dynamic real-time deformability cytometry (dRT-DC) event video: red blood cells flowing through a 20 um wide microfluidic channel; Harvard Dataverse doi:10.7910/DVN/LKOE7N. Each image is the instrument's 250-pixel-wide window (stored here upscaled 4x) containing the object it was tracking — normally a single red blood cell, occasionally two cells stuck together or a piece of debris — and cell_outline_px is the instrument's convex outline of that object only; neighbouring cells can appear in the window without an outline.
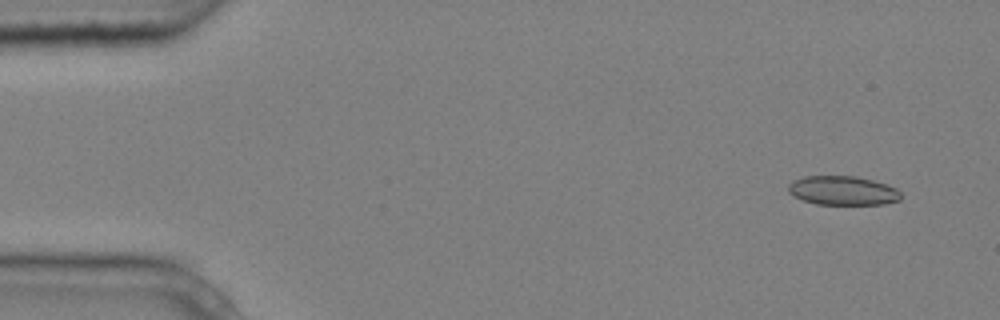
{"species": "common noctule bat (a hibernating species)", "species_latin": "Nyctalus noctula", "temperature_condition": "cold", "stored_images_in_passage": 4, "camera_frame_rate_fps": 3000, "um_per_image_px": 0.085, "animal": {"sex": "male", "body_mass_g": 20.4}, "frame": {"image": 1, "passage_image": 1, "time_ms": 0.0, "image_size_px": [1000, 320], "cell_outline_px": [[900, 200], [884, 204], [816, 204], [792, 196], [788, 192], [788, 184], [792, 180], [804, 176], [856, 176], [872, 180], [896, 188], [900, 192]], "centroid_in_image_um": [71.59, 16.19], "position_along_channel_um": 13.4, "area_um2": 19.07}}
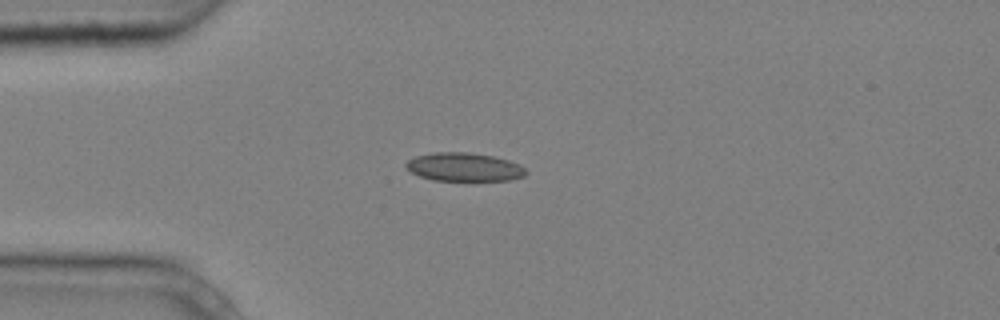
{"frame": {"image": 2, "passage_image": 4, "time_ms": 1.0, "image_size_px": [1000, 320], "cell_outline_px": [[528, 172], [524, 176], [512, 180], [432, 180], [420, 176], [412, 172], [404, 164], [408, 160], [416, 156], [432, 152], [468, 152], [492, 156], [508, 160], [520, 164]], "centroid_in_image_um": [39.46, 14.19], "position_along_channel_um": 45.5, "area_um2": 19.83}}